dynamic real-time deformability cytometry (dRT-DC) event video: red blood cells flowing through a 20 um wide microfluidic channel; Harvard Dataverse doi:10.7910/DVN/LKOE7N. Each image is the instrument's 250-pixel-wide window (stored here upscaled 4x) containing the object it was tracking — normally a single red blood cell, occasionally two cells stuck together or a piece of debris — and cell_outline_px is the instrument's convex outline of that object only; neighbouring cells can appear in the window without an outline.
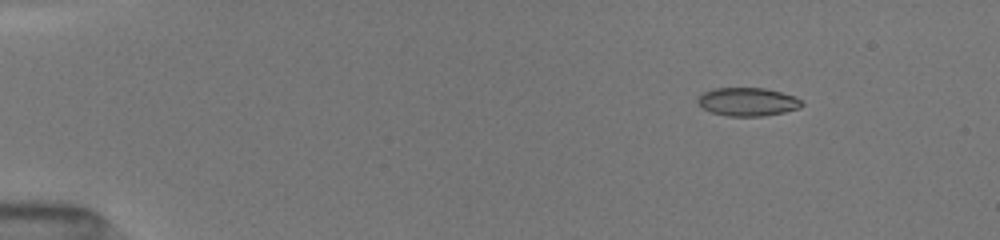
{"species": "common noctule bat (a hibernating species)", "species_latin": "Nyctalus noctula", "temperature_condition": "room temperature", "stored_images_in_passage": 34, "camera_frame_rate_fps": 3000, "um_per_image_px": 0.085, "animal": {"sex": "female", "body_mass_g": 19.5, "forearm_length_mm": 54.1}, "frame": {"image": 1, "passage_image": 6, "time_ms": 1.333, "image_size_px": [1000, 240], "cell_outline_px": [[804, 104], [800, 108], [784, 112], [764, 116], [728, 116], [712, 112], [704, 108], [696, 100], [704, 92], [712, 88], [764, 88], [796, 96]], "centroid_in_image_um": [63.58, 8.65], "position_along_channel_um": 21.4, "area_um2": 17.11}}
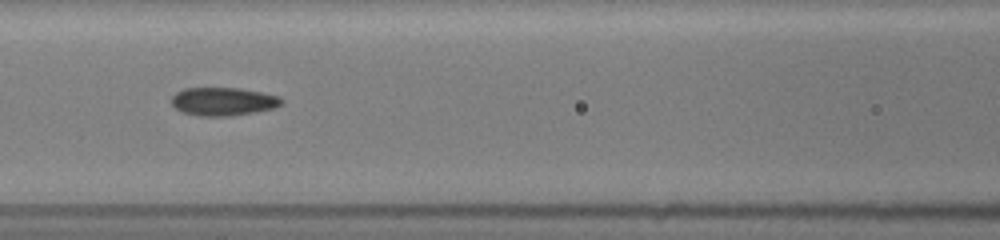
{"frame": {"image": 2, "passage_image": 16, "time_ms": 7.0, "image_size_px": [1000, 240], "cell_outline_px": [[284, 104], [272, 108], [256, 112], [232, 116], [200, 116], [180, 112], [172, 104], [172, 96], [176, 92], [184, 88], [236, 88], [260, 92], [280, 96], [284, 100]], "centroid_in_image_um": [18.98, 8.63], "position_along_channel_um": 147.6, "area_um2": 18.21}}
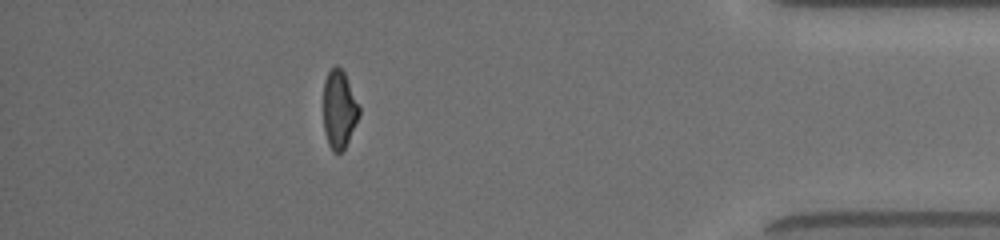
{"frame": {"image": 3, "passage_image": 30, "time_ms": 14.333, "image_size_px": [1000, 240], "cell_outline_px": [[360, 116], [344, 148], [340, 152], [332, 152], [328, 144], [324, 132], [324, 80], [328, 72], [336, 64], [344, 72], [360, 104]], "centroid_in_image_um": [28.84, 9.29], "position_along_channel_um": 406.4, "area_um2": 16.42}, "authors_computed_cell_mechanics": {"area_um2": 17.1088, "velocity_mm_per_s": 4.0744, "shape_relaxation_time_tau1_ms": 10.128, "shape_relaxation_time_tau2_ms": 1.8153, "deformation_change_tau1": 0.2613, "deformation_change_tau2": 0.0846}}